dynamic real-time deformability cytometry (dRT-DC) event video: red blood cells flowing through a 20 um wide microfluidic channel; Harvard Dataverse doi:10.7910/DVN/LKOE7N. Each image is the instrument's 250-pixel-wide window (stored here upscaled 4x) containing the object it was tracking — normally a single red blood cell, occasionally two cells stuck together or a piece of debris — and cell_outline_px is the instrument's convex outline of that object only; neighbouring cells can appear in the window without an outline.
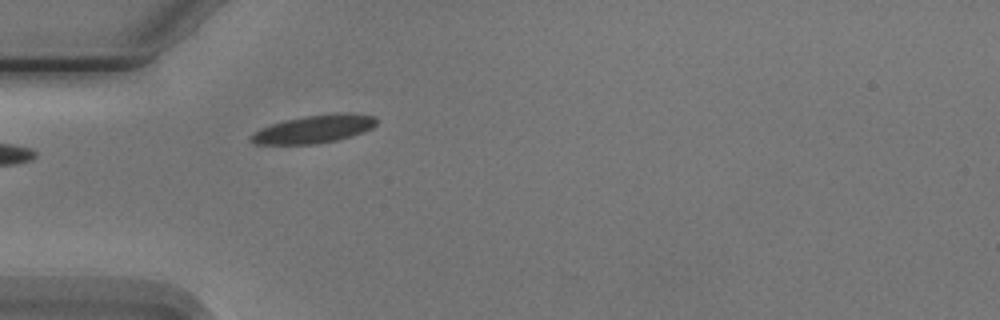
{"species": "Egyptian fruit bat (a non-hibernating species)", "species_latin": "Rousettus aegyptiacus", "temperature_condition": "cold", "stored_images_in_passage": 5, "camera_frame_rate_fps": 3000, "um_per_image_px": 0.085, "animal": {"sex": "male"}, "frame": {"image": 1, "passage_image": 5, "time_ms": 4.667, "image_size_px": [1000, 320], "cell_outline_px": [[376, 124], [372, 128], [352, 136], [336, 140], [316, 144], [256, 144], [248, 140], [248, 136], [272, 124], [284, 120], [304, 116], [336, 112], [348, 112], [376, 116]], "centroid_in_image_um": [26.72, 10.96], "position_along_channel_um": 58.3, "area_um2": 20.52}}